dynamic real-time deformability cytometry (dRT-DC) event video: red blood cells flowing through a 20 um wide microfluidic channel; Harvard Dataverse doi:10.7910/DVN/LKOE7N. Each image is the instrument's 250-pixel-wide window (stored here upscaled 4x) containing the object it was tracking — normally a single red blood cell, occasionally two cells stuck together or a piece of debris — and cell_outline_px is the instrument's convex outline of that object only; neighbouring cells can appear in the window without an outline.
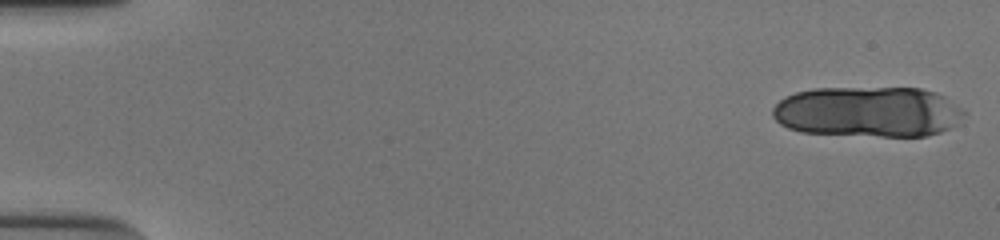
{"species": "human", "species_latin": "Homo sapiens", "temperature_condition": "cold", "stored_images_in_passage": 16, "camera_frame_rate_fps": 3000, "um_per_image_px": 0.085, "donor": {"sex": "male"}, "frame": {"image": 1, "passage_image": 1, "time_ms": 0.0, "image_size_px": [1000, 240], "cell_outline_px": [[968, 112], [952, 128], [928, 136], [880, 136], [800, 132], [788, 128], [780, 124], [772, 116], [772, 108], [784, 96], [796, 92], [812, 88], [920, 88], [936, 92], [944, 96]], "centroid_in_image_um": [73.79, 9.5], "position_along_channel_um": 11.2, "area_um2": 56.93}}